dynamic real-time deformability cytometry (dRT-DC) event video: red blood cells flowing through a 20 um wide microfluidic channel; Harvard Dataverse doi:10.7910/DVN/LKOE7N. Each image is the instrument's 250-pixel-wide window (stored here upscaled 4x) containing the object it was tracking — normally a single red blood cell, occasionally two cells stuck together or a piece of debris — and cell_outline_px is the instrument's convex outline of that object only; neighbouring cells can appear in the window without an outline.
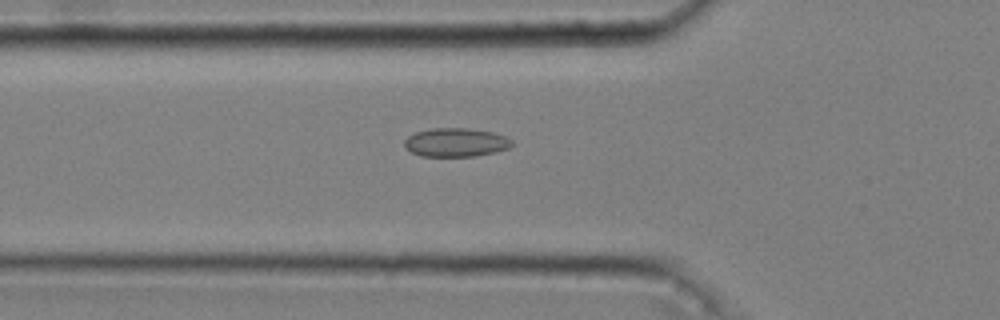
{"species": "common noctule bat (a hibernating species)", "species_latin": "Nyctalus noctula", "temperature_condition": "cold", "stored_images_in_passage": 41, "camera_frame_rate_fps": 3000, "um_per_image_px": 0.085, "animal": {"sex": "male", "body_mass_g": 20.4}, "frame": {"image": 1, "passage_image": 10, "time_ms": 3.0, "image_size_px": [1000, 320], "cell_outline_px": [[512, 144], [508, 148], [476, 156], [420, 156], [404, 148], [404, 140], [408, 136], [416, 132], [432, 128], [468, 128], [492, 132], [504, 136], [512, 140]], "centroid_in_image_um": [38.7, 12.1], "position_along_channel_um": 87.1, "area_um2": 17.86}}
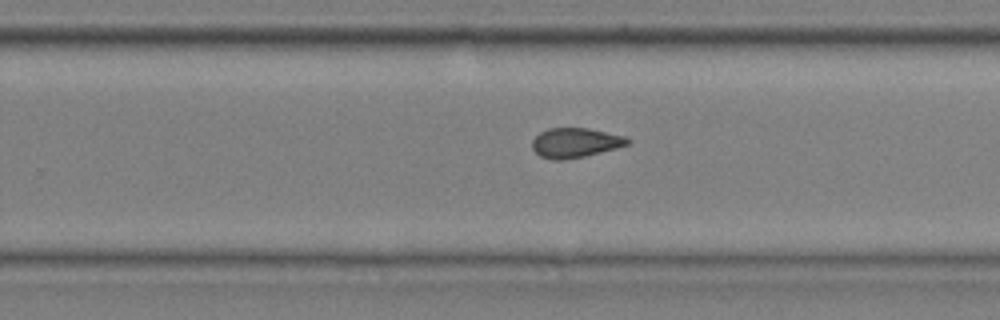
{"frame": {"image": 2, "passage_image": 26, "time_ms": 8.333, "image_size_px": [1000, 320], "cell_outline_px": [[632, 140], [628, 144], [616, 148], [584, 156], [564, 160], [552, 160], [540, 156], [532, 148], [532, 140], [540, 132], [548, 128], [588, 128], [624, 136]], "centroid_in_image_um": [48.88, 12.13], "position_along_channel_um": 280.9, "area_um2": 16.42}}
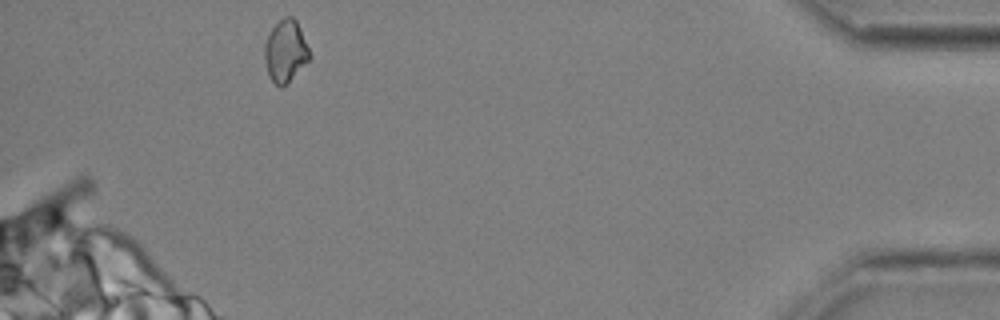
{"frame": {"image": 3, "passage_image": 41, "time_ms": 13.333, "image_size_px": [1000, 320], "cell_outline_px": [[312, 56], [288, 84], [280, 88], [272, 80], [268, 72], [264, 60], [264, 44], [272, 28], [284, 16], [292, 16], [296, 20], [300, 28]], "centroid_in_image_um": [24.28, 4.36], "position_along_channel_um": 410.9, "area_um2": 16.3}, "authors_computed_cell_mechanics": {"area_um2": 16.473, "velocity_mm_per_s": 3.6311, "shape_relaxation_time_tau1_ms": null, "shape_relaxation_time_tau2_ms": 3.344, "deformation_change_tau1": null, "deformation_change_tau2": 0.0848}}